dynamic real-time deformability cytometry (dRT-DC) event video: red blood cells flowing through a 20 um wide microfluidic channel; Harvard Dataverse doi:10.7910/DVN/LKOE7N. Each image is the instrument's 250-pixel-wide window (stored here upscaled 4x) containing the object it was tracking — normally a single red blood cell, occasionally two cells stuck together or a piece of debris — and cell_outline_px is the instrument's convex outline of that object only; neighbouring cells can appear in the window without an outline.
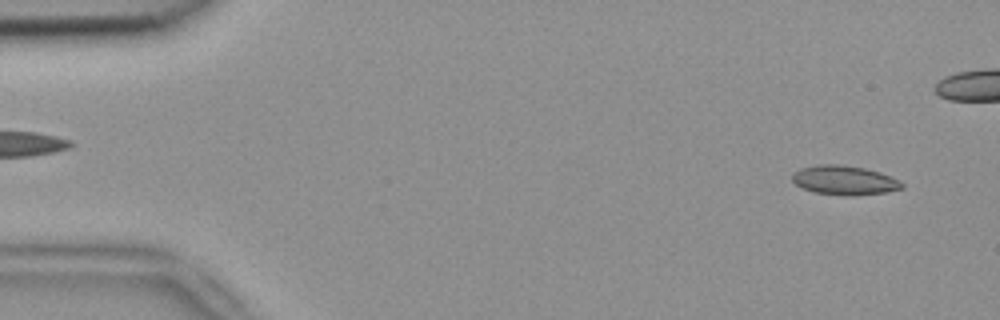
{"species": "common noctule bat (a hibernating species)", "species_latin": "Nyctalus noctula", "temperature_condition": "room temperature", "stored_images_in_passage": 6, "segment_of_instrument_passage": [2, 2], "camera_frame_rate_fps": 3000, "um_per_image_px": 0.085, "animal": {"sex": "female", "body_mass_g": 18.4}, "frame": {"image": 1, "passage_image": 6, "time_ms": 1.667, "image_size_px": [1000, 320], "cell_outline_px": [[904, 188], [884, 192], [852, 196], [816, 192], [804, 188], [796, 184], [792, 180], [792, 176], [800, 168], [816, 164], [840, 164], [864, 168], [880, 172], [900, 180], [904, 184]], "centroid_in_image_um": [71.8, 15.31], "position_along_channel_um": 13.2, "area_um2": 18.55}}